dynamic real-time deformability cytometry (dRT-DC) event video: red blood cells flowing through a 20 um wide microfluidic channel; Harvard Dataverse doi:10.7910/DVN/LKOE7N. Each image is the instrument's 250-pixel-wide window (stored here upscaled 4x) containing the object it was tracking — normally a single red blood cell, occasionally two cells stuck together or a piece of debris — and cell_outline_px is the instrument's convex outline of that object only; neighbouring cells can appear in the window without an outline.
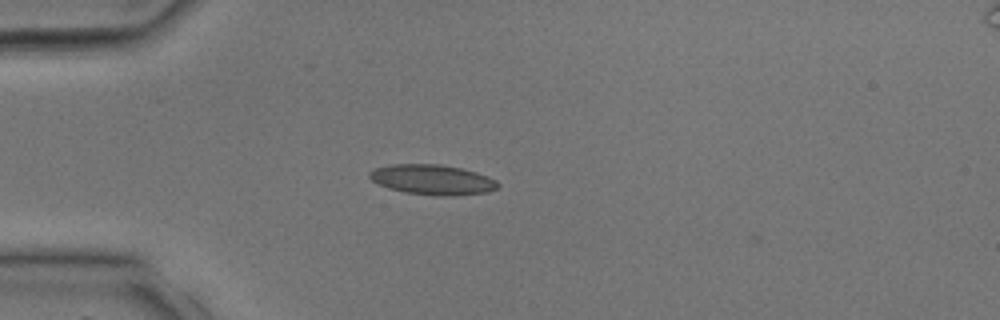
{"species": "common noctule bat (a hibernating species)", "species_latin": "Nyctalus noctula", "temperature_condition": "room temperature", "stored_images_in_passage": 25, "camera_frame_rate_fps": 3000, "um_per_image_px": 0.085, "animal": {"sex": "male", "body_mass_g": 17.9, "forearm_length_mm": 54.2}, "frame": {"image": 1, "passage_image": 1, "time_ms": 0.0, "image_size_px": [1000, 320], "cell_outline_px": [[500, 188], [488, 192], [452, 196], [436, 196], [404, 192], [388, 188], [372, 180], [368, 176], [368, 172], [376, 168], [392, 164], [440, 164], [460, 168], [476, 172], [488, 176], [496, 180], [500, 184]], "centroid_in_image_um": [36.79, 15.28], "position_along_channel_um": 48.2, "area_um2": 22.66}}
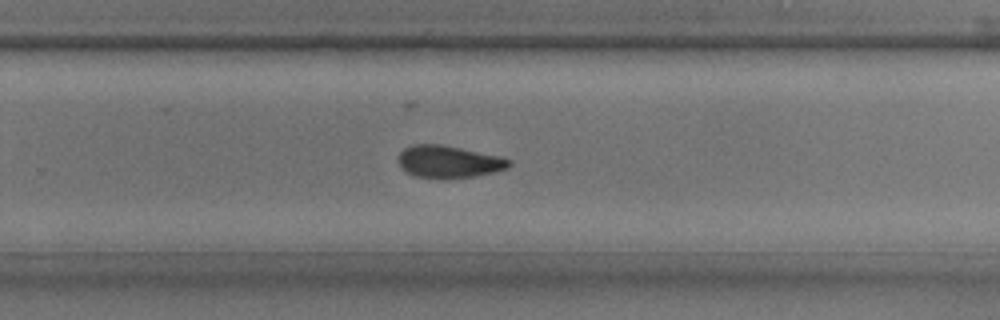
{"frame": {"image": 2, "passage_image": 14, "time_ms": 4.333, "image_size_px": [1000, 320], "cell_outline_px": [[512, 164], [508, 168], [476, 176], [416, 176], [400, 168], [396, 160], [400, 152], [404, 148], [412, 144], [440, 144], [500, 156], [512, 160]], "centroid_in_image_um": [38.12, 13.7], "position_along_channel_um": 291.7, "area_um2": 20.35}}
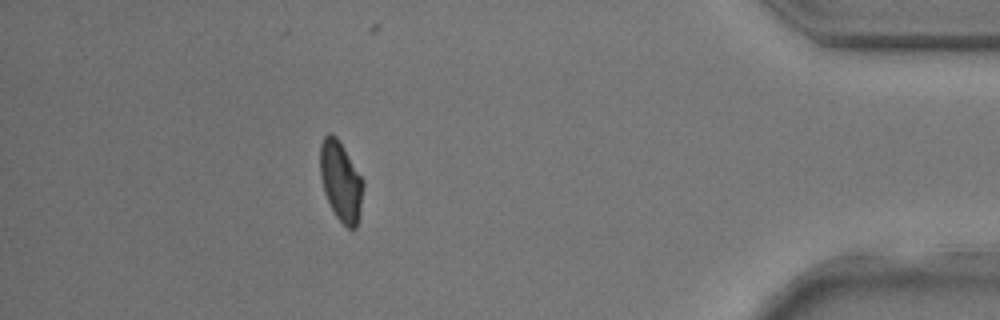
{"frame": {"image": 3, "passage_image": 22, "time_ms": 7.0, "image_size_px": [1000, 320], "cell_outline_px": [[364, 188], [360, 212], [356, 228], [348, 228], [336, 216], [324, 192], [320, 176], [320, 144], [324, 136], [328, 132], [332, 132], [336, 136], [344, 148], [364, 180]], "centroid_in_image_um": [28.97, 15.37], "position_along_channel_um": 406.2, "area_um2": 20.06}}